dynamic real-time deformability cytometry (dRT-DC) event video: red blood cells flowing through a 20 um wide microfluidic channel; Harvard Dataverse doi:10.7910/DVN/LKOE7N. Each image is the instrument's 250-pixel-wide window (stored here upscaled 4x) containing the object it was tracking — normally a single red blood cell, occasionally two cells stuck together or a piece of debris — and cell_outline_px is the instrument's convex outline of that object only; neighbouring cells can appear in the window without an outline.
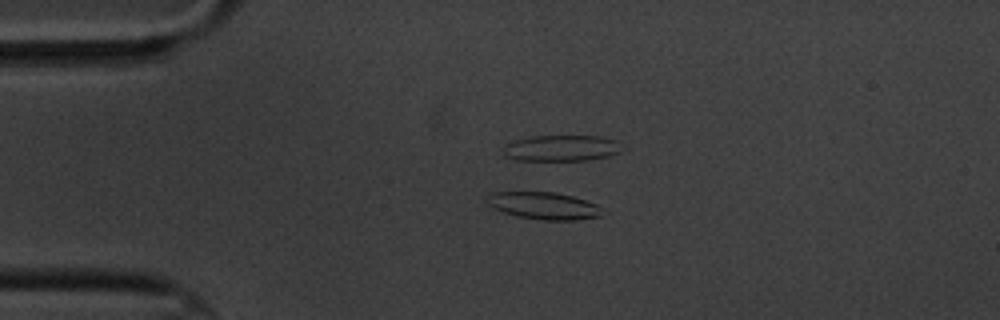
{"species": "common noctule bat (a hibernating species)", "species_latin": "Nyctalus noctula", "temperature_condition": "cold", "stored_images_in_passage": 5, "camera_frame_rate_fps": 3000, "um_per_image_px": 0.085, "animal": {"sex": "male", "body_mass_g": 20.1, "forearm_length_mm": 53.5}, "frame": {"image": 1, "passage_image": 4, "time_ms": 3.667, "image_size_px": [1000, 320], "cell_outline_px": [[604, 216], [576, 220], [544, 220], [516, 216], [492, 208], [488, 204], [488, 196], [492, 192], [556, 192], [572, 196], [596, 204], [600, 208]], "centroid_in_image_um": [46.23, 17.49], "position_along_channel_um": 38.8, "area_um2": 18.21}}